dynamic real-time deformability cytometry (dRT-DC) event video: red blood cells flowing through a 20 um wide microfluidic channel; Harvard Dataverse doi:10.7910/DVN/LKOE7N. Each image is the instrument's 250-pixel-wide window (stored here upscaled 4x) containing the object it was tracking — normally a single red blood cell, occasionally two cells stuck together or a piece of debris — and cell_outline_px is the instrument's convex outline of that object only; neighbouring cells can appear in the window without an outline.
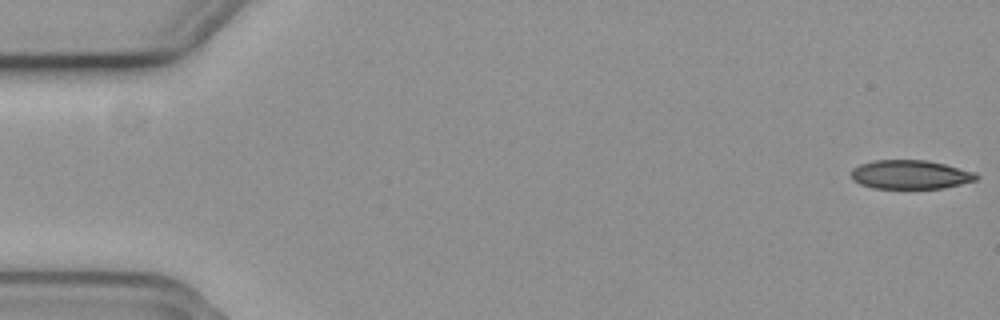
{"species": "common noctule bat (a hibernating species)", "species_latin": "Nyctalus noctula", "temperature_condition": "cold", "stored_images_in_passage": 18, "camera_frame_rate_fps": 3000, "um_per_image_px": 0.085, "animal": {"sex": "female", "body_mass_g": 19.3, "forearm_length_mm": 54.1}, "frame": {"image": 1, "passage_image": 1, "time_ms": 0.0, "image_size_px": [1000, 320], "cell_outline_px": [[980, 176], [976, 180], [944, 188], [872, 188], [860, 184], [852, 180], [852, 168], [860, 164], [872, 160], [928, 160], [976, 172]], "centroid_in_image_um": [77.38, 14.83], "position_along_channel_um": 7.6, "area_um2": 21.15}}
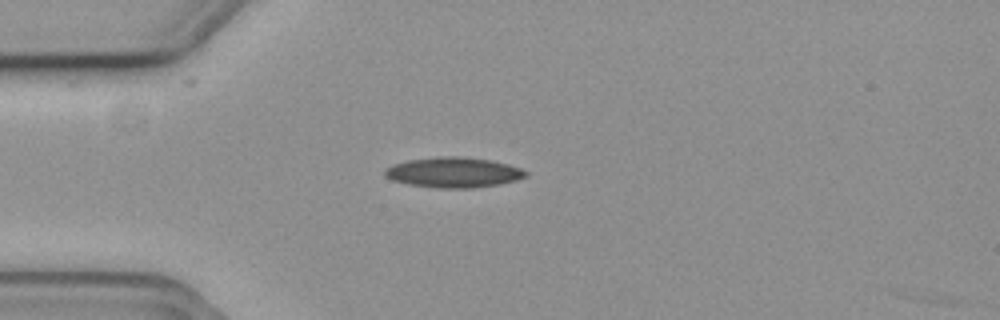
{"frame": {"image": 2, "passage_image": 15, "time_ms": 4.667, "image_size_px": [1000, 320], "cell_outline_px": [[528, 176], [516, 180], [500, 184], [472, 188], [440, 188], [408, 184], [392, 180], [384, 176], [384, 168], [392, 164], [408, 160], [440, 156], [460, 156], [492, 160], [508, 164], [520, 168], [528, 172]], "centroid_in_image_um": [38.54, 14.65], "position_along_channel_um": 46.5, "area_um2": 25.03}}